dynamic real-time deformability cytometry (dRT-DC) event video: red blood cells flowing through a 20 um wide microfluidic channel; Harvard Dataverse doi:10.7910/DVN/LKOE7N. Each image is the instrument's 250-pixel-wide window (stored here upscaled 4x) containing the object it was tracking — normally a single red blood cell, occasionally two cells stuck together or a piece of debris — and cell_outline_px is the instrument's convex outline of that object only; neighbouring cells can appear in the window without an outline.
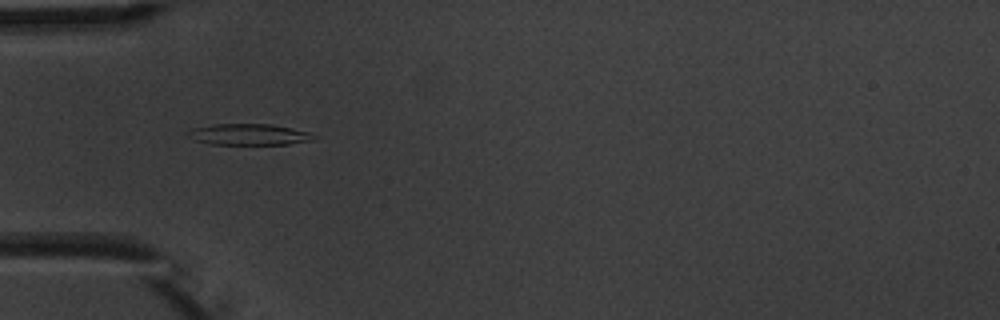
{"species": "common noctule bat (a hibernating species)", "species_latin": "Nyctalus noctula", "temperature_condition": "warm", "stored_images_in_passage": 5, "camera_frame_rate_fps": 3000, "um_per_image_px": 0.085, "animal": {"sex": "male", "body_mass_g": 20.1, "forearm_length_mm": 53.5}, "frame": {"image": 1, "passage_image": 4, "time_ms": 3.667, "image_size_px": [1000, 320], "cell_outline_px": [[316, 136], [312, 140], [288, 144], [208, 144], [192, 140], [184, 132], [192, 128], [212, 124], [268, 124], [292, 128], [308, 132]], "centroid_in_image_um": [21.06, 11.43], "position_along_channel_um": 63.9, "area_um2": 15.61}}